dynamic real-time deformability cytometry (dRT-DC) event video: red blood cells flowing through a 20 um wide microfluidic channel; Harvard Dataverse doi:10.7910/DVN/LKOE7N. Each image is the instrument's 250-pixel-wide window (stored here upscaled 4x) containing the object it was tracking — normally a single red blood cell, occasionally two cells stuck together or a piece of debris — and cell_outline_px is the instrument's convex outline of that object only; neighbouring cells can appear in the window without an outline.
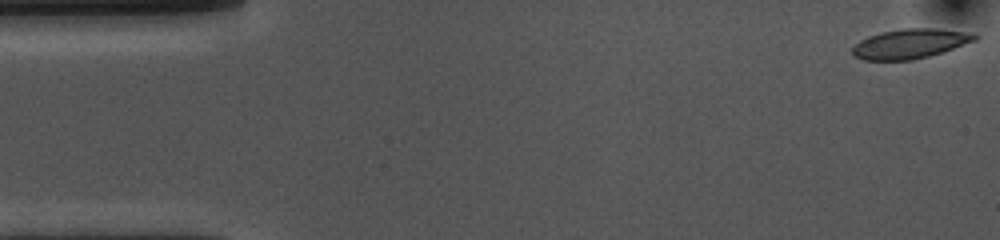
{"species": "common noctule bat (a hibernating species)", "species_latin": "Nyctalus noctula", "temperature_condition": "cold", "stored_images_in_passage": 54, "camera_frame_rate_fps": 3000, "um_per_image_px": 0.085, "animal": {"sex": "female", "body_mass_g": 10.0, "forearm_length_mm": 53.1}, "frame": {"image": 1, "passage_image": 1, "time_ms": 0.0, "image_size_px": [1000, 240], "cell_outline_px": [[980, 36], [976, 40], [944, 52], [912, 60], [864, 60], [852, 56], [852, 48], [860, 40], [868, 36], [880, 32], [904, 28], [936, 28], [976, 32]], "centroid_in_image_um": [77.41, 3.7], "position_along_channel_um": 7.6, "area_um2": 21.5}}
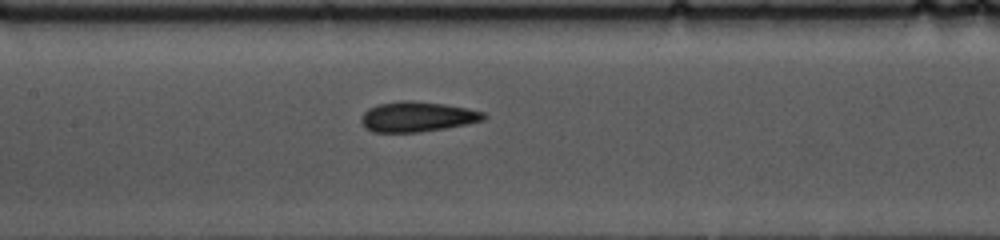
{"frame": {"image": 2, "passage_image": 24, "time_ms": 7.667, "image_size_px": [1000, 240], "cell_outline_px": [[488, 116], [484, 120], [444, 128], [420, 132], [372, 132], [364, 128], [360, 120], [360, 116], [368, 108], [380, 104], [400, 100], [412, 100], [444, 104], [468, 108], [484, 112]], "centroid_in_image_um": [35.43, 9.92], "position_along_channel_um": 172.0, "area_um2": 21.62}}
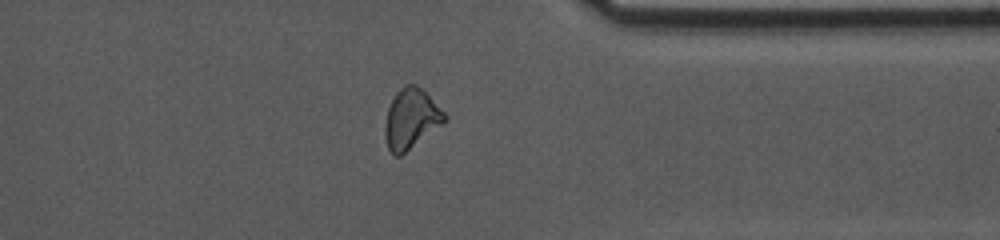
{"frame": {"image": 3, "passage_image": 42, "time_ms": 13.667, "image_size_px": [1000, 240], "cell_outline_px": [[448, 120], [400, 156], [396, 156], [388, 148], [384, 136], [384, 124], [388, 108], [396, 92], [400, 88], [408, 84], [416, 84], [448, 116]], "centroid_in_image_um": [34.93, 10.11], "position_along_channel_um": 376.5, "area_um2": 20.58}, "authors_computed_cell_mechanics": {"area_um2": 21.2415, "velocity_mm_per_s": 3.5822, "shape_relaxation_time_tau1_ms": 7.1098, "shape_relaxation_time_tau2_ms": 2.5073, "deformation_change_tau1": 0.1431, "deformation_change_tau2": 0.0856}}